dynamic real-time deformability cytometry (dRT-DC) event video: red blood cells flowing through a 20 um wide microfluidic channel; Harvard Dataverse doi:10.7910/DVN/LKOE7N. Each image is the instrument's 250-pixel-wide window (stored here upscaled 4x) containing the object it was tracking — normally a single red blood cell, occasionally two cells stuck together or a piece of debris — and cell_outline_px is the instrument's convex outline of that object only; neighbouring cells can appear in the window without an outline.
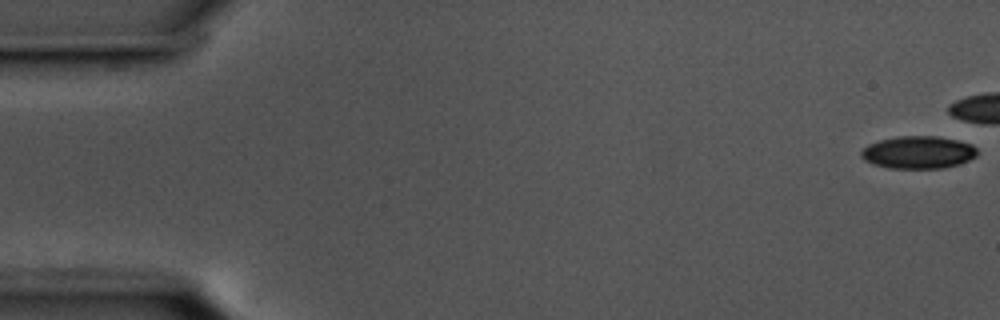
{"species": "common noctule bat (a hibernating species)", "species_latin": "Nyctalus noctula", "temperature_condition": "cold", "stored_images_in_passage": 24, "camera_frame_rate_fps": 3000, "um_per_image_px": 0.085, "animal": {"sex": "male", "body_mass_g": 17.5, "forearm_length_mm": 52.3}, "frame": {"image": 1, "passage_image": 1, "time_ms": 0.0, "image_size_px": [1000, 320], "cell_outline_px": [[976, 152], [972, 156], [964, 160], [952, 164], [928, 168], [908, 168], [880, 164], [868, 160], [864, 156], [864, 148], [872, 144], [884, 140], [952, 140], [968, 144]], "centroid_in_image_um": [78.04, 13.01], "position_along_channel_um": 7.0, "area_um2": 18.38}}